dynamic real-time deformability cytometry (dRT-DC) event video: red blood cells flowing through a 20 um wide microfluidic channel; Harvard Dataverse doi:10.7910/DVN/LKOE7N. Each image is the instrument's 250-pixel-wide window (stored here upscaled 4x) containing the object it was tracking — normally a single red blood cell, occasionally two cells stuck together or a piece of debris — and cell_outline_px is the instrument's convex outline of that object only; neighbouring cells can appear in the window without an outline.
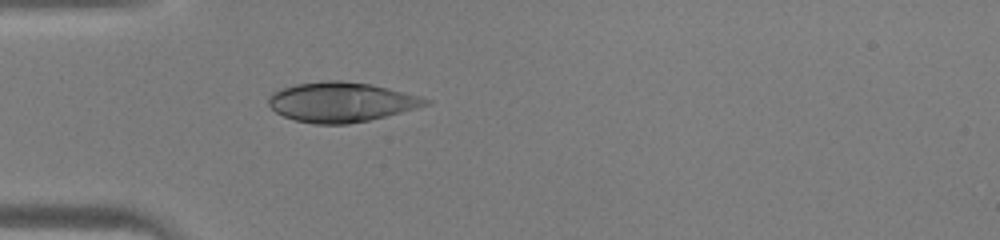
{"species": "human", "species_latin": "Homo sapiens", "temperature_condition": "warm", "stored_images_in_passage": 32, "camera_frame_rate_fps": 3000, "um_per_image_px": 0.085, "donor": {"sex": "male"}, "frame": {"image": 1, "passage_image": 1, "time_ms": 0.0, "image_size_px": [1000, 240], "cell_outline_px": [[432, 100], [428, 104], [416, 108], [368, 120], [348, 124], [316, 124], [296, 120], [284, 116], [276, 112], [268, 104], [268, 96], [272, 92], [280, 88], [296, 84], [324, 80], [340, 80], [372, 84], [420, 96]], "centroid_in_image_um": [28.97, 8.66], "position_along_channel_um": 56.0, "area_um2": 36.3}}
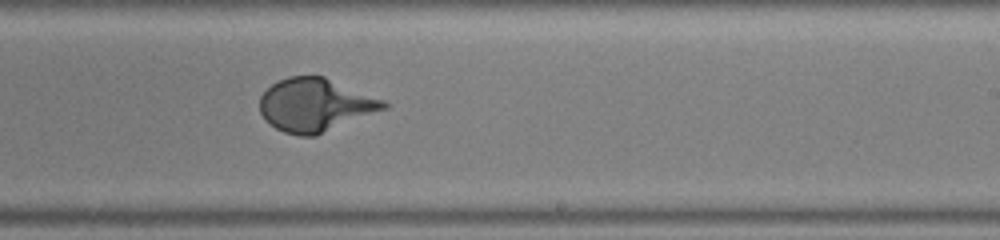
{"frame": {"image": 2, "passage_image": 15, "time_ms": 4.667, "image_size_px": [1000, 240], "cell_outline_px": [[388, 108], [316, 136], [300, 136], [284, 132], [276, 128], [264, 120], [260, 112], [260, 96], [272, 84], [288, 76], [324, 76], [384, 100], [388, 104]], "centroid_in_image_um": [26.79, 8.93], "position_along_channel_um": 262.2, "area_um2": 38.38}}
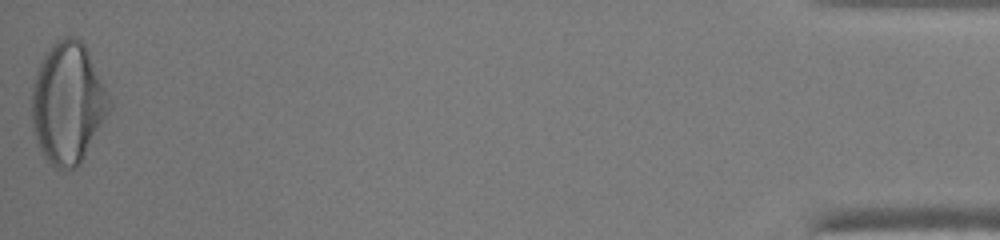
{"frame": {"image": 3, "passage_image": 32, "time_ms": 10.333, "image_size_px": [1000, 240], "cell_outline_px": [[112, 108], [80, 164], [76, 168], [56, 168], [44, 156], [36, 140], [32, 128], [32, 84], [36, 72], [44, 56], [52, 44], [56, 40], [68, 36], [72, 36], [80, 40], [84, 44], [112, 100]], "centroid_in_image_um": [5.78, 8.77], "position_along_channel_um": 429.4, "area_um2": 54.62}}